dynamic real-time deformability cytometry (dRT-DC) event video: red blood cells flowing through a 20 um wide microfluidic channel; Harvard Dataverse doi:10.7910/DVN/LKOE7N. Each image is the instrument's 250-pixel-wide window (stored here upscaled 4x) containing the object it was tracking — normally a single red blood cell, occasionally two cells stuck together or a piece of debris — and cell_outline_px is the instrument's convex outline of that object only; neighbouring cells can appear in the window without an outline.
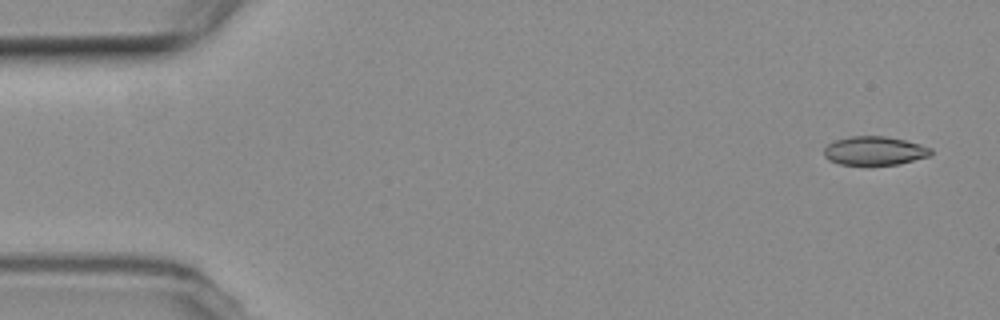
{"species": "common noctule bat (a hibernating species)", "species_latin": "Nyctalus noctula", "temperature_condition": "room temperature", "stored_images_in_passage": 7, "camera_frame_rate_fps": 3000, "um_per_image_px": 0.085, "animal": {"sex": "female", "body_mass_g": 19.3, "forearm_length_mm": 54.1}, "frame": {"image": 1, "passage_image": 1, "time_ms": 0.0, "image_size_px": [1000, 320], "cell_outline_px": [[932, 152], [928, 156], [900, 164], [868, 168], [840, 164], [828, 160], [824, 156], [824, 148], [828, 144], [836, 140], [848, 136], [884, 136], [904, 140], [920, 144], [932, 148]], "centroid_in_image_um": [74.3, 12.86], "position_along_channel_um": 10.7, "area_um2": 18.61}}
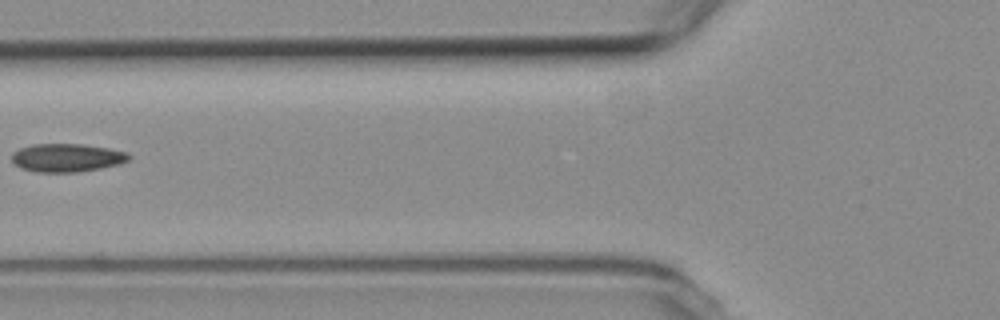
{"frame": {"image": 2, "passage_image": 6, "time_ms": 6.667, "image_size_px": [1000, 320], "cell_outline_px": [[132, 156], [128, 160], [120, 164], [100, 168], [76, 172], [36, 172], [20, 168], [12, 160], [12, 152], [20, 148], [32, 144], [80, 144], [108, 148], [128, 152]], "centroid_in_image_um": [5.69, 13.4], "position_along_channel_um": 120.1, "area_um2": 19.31}}
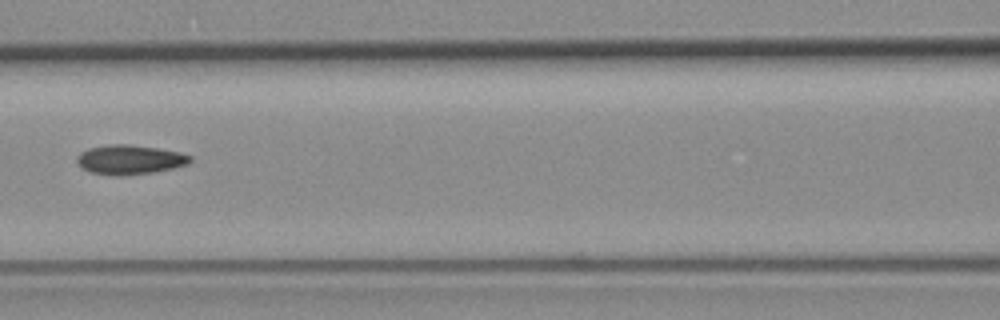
{"frame": {"image": 3, "passage_image": 7, "time_ms": 7.667, "image_size_px": [1000, 320], "cell_outline_px": [[192, 160], [188, 164], [172, 168], [152, 172], [124, 176], [116, 176], [88, 172], [80, 168], [76, 160], [76, 156], [80, 152], [88, 148], [112, 144], [128, 144], [156, 148], [180, 152], [192, 156]], "centroid_in_image_um": [10.98, 13.58], "position_along_channel_um": 155.6, "area_um2": 19.59}}